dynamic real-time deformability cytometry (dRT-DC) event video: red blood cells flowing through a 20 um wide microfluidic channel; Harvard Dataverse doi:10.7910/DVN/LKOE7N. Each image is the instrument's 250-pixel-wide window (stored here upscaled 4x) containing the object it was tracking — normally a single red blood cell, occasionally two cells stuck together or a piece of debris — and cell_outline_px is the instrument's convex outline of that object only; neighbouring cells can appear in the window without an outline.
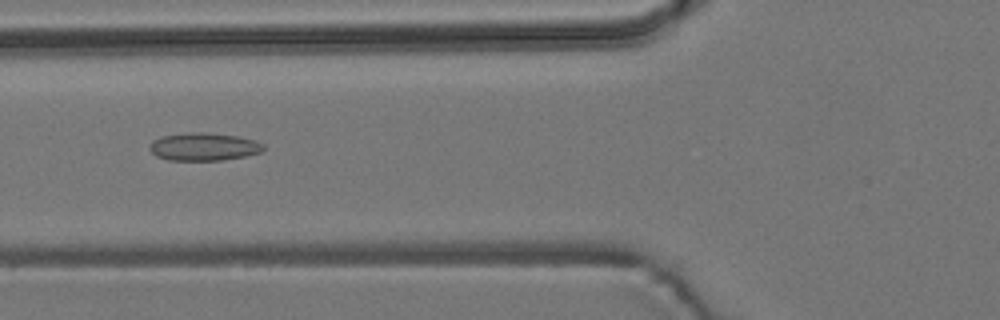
{"species": "common noctule bat (a hibernating species)", "species_latin": "Nyctalus noctula", "temperature_condition": "room temperature", "stored_images_in_passage": 7, "camera_frame_rate_fps": 3000, "um_per_image_px": 0.085, "animal": {"sex": "male", "body_mass_g": 19.2, "forearm_length_mm": 51.8}, "frame": {"image": 1, "passage_image": 7, "time_ms": 7.0, "image_size_px": [1000, 320], "cell_outline_px": [[264, 148], [260, 152], [244, 156], [220, 160], [168, 160], [156, 156], [148, 148], [152, 140], [160, 136], [192, 132], [204, 132], [236, 136], [256, 140], [264, 144]], "centroid_in_image_um": [17.29, 12.46], "position_along_channel_um": 108.5, "area_um2": 18.44}}